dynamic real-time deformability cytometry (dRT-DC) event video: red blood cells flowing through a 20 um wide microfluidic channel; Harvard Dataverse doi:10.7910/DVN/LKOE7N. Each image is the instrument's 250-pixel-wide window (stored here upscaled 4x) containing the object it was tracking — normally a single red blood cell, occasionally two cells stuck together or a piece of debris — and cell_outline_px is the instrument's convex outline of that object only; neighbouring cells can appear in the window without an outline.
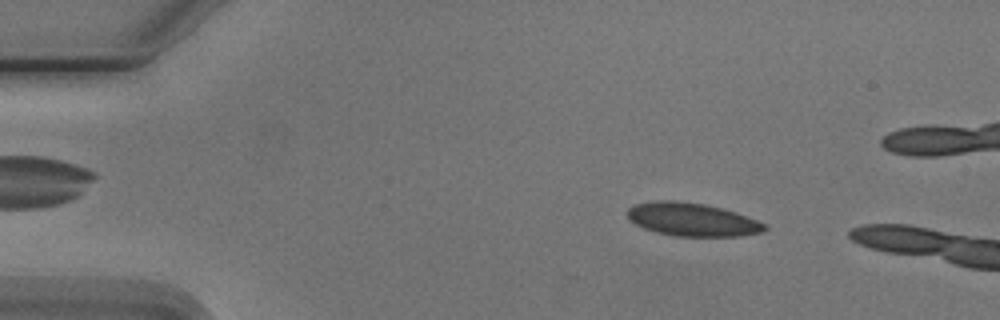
{"species": "Egyptian fruit bat (a non-hibernating species)", "species_latin": "Rousettus aegyptiacus", "temperature_condition": "cold", "stored_images_in_passage": 2, "camera_frame_rate_fps": 3000, "um_per_image_px": 0.085, "animal": {"sex": "male"}, "frame": {"image": 1, "passage_image": 1, "time_ms": 0.0, "image_size_px": [1000, 320], "cell_outline_px": [[768, 228], [760, 232], [740, 236], [676, 236], [656, 232], [644, 228], [628, 220], [628, 208], [636, 204], [656, 200], [676, 200], [704, 204], [736, 212], [756, 220], [764, 224]], "centroid_in_image_um": [58.8, 18.65], "position_along_channel_um": 26.2, "area_um2": 26.36}}